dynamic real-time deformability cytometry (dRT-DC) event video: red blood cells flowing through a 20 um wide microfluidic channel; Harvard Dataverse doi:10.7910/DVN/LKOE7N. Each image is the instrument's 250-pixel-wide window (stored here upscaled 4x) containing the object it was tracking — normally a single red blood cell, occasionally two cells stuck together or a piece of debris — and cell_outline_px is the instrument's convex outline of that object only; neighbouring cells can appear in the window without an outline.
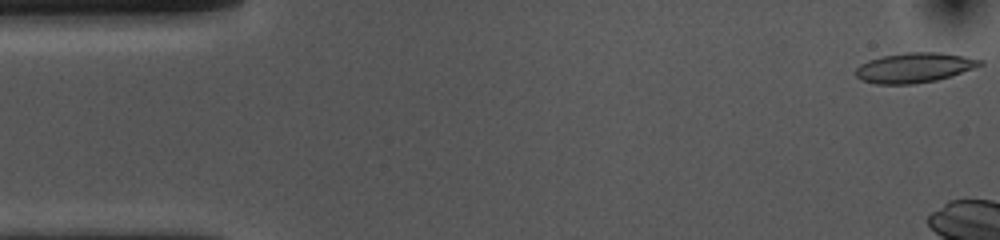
{"species": "common noctule bat (a hibernating species)", "species_latin": "Nyctalus noctula", "temperature_condition": "cold", "stored_images_in_passage": 7, "camera_frame_rate_fps": 3000, "um_per_image_px": 0.085, "animal": {"sex": "female", "body_mass_g": 10.0, "forearm_length_mm": 53.1}, "frame": {"image": 1, "passage_image": 1, "time_ms": 0.0, "image_size_px": [1000, 240], "cell_outline_px": [[984, 64], [936, 80], [912, 84], [876, 84], [860, 80], [856, 76], [856, 68], [860, 64], [868, 60], [884, 56], [908, 52], [940, 52], [964, 56], [984, 60]], "centroid_in_image_um": [77.69, 5.75], "position_along_channel_um": 7.3, "area_um2": 21.44}}